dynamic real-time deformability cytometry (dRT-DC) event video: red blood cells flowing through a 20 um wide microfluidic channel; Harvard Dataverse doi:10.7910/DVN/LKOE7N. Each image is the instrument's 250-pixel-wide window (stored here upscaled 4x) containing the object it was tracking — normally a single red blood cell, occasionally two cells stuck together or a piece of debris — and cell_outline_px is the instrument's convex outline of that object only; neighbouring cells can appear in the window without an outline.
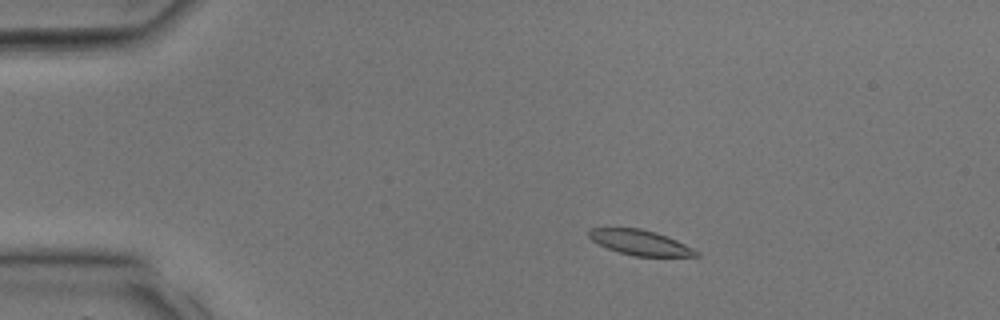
{"species": "common noctule bat (a hibernating species)", "species_latin": "Nyctalus noctula", "temperature_condition": "room temperature", "stored_images_in_passage": 33, "camera_frame_rate_fps": 3000, "um_per_image_px": 0.085, "animal": {"sex": "male", "body_mass_g": 17.9, "forearm_length_mm": 54.2}, "frame": {"image": 1, "passage_image": 5, "time_ms": 1.333, "image_size_px": [1000, 320], "cell_outline_px": [[700, 256], [632, 256], [608, 248], [592, 240], [588, 236], [588, 232], [592, 228], [640, 228], [656, 232], [676, 240], [700, 252]], "centroid_in_image_um": [54.42, 20.61], "position_along_channel_um": 30.6, "area_um2": 15.49}}
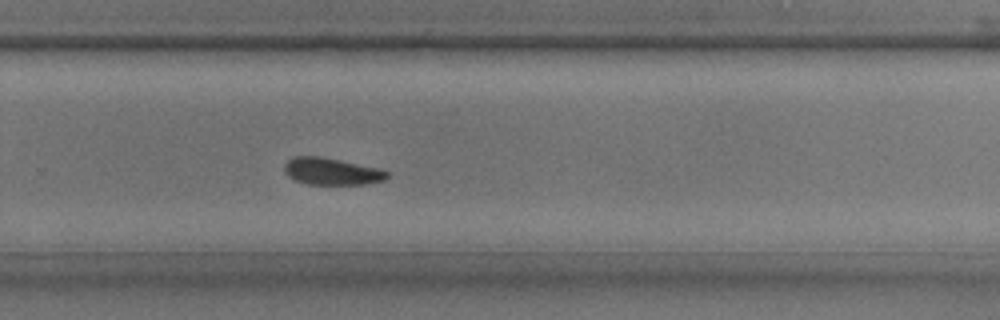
{"frame": {"image": 2, "passage_image": 22, "time_ms": 7.0, "image_size_px": [1000, 320], "cell_outline_px": [[388, 176], [384, 180], [364, 184], [308, 184], [292, 180], [284, 172], [284, 164], [292, 156], [320, 156], [340, 160], [376, 168], [388, 172]], "centroid_in_image_um": [28.11, 14.57], "position_along_channel_um": 301.7, "area_um2": 16.07}}
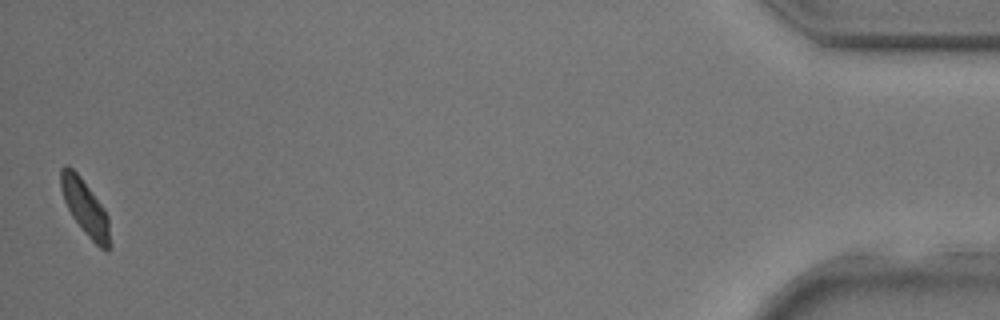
{"frame": {"image": 3, "passage_image": 33, "time_ms": 10.667, "image_size_px": [1000, 320], "cell_outline_px": [[108, 252], [100, 248], [84, 232], [72, 216], [64, 200], [60, 188], [60, 168], [64, 164], [68, 164], [80, 176], [104, 208], [108, 216]], "centroid_in_image_um": [7.19, 17.57], "position_along_channel_um": 428.0, "area_um2": 15.55}}